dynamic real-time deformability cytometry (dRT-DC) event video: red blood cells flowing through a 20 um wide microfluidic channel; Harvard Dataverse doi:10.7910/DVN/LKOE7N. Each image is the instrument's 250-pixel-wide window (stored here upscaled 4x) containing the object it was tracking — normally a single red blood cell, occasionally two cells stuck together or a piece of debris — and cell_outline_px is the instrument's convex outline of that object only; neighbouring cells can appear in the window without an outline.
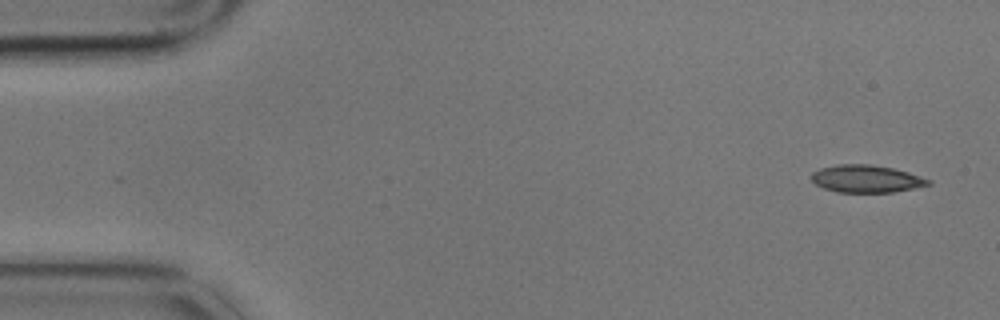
{"species": "common noctule bat (a hibernating species)", "species_latin": "Nyctalus noctula", "temperature_condition": "cold", "stored_images_in_passage": 3, "camera_frame_rate_fps": 3000, "um_per_image_px": 0.085, "animal": {"sex": "male", "body_mass_g": 17.9}, "frame": {"image": 1, "passage_image": 3, "time_ms": 0.667, "image_size_px": [1000, 320], "cell_outline_px": [[932, 184], [892, 192], [836, 192], [824, 188], [816, 184], [808, 176], [812, 172], [820, 168], [836, 164], [872, 164], [892, 168], [908, 172], [932, 180]], "centroid_in_image_um": [73.6, 15.19], "position_along_channel_um": 11.4, "area_um2": 18.79}}